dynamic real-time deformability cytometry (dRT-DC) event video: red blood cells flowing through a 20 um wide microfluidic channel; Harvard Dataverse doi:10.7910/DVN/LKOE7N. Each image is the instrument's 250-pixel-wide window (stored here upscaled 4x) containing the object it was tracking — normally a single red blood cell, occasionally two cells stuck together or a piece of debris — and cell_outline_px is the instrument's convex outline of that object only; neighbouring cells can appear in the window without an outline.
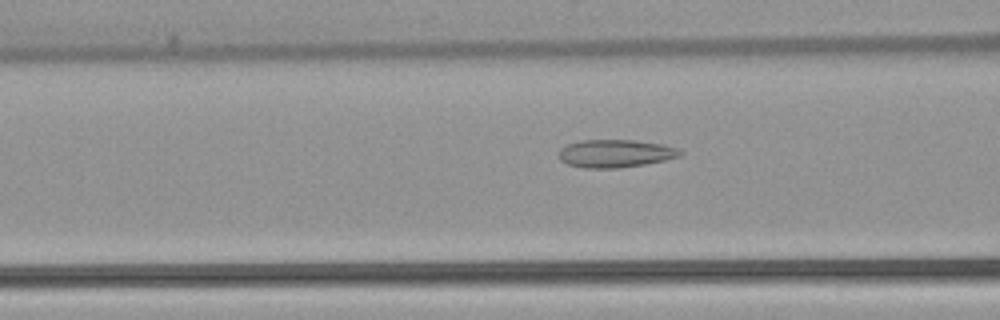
{"species": "common noctule bat (a hibernating species)", "species_latin": "Nyctalus noctula", "temperature_condition": "warm", "stored_images_in_passage": 48, "camera_frame_rate_fps": 3000, "um_per_image_px": 0.085, "animal": {"sex": "female", "body_mass_g": 22.7, "forearm_length_mm": 54.2}, "frame": {"image": 1, "passage_image": 21, "time_ms": 6.667, "image_size_px": [1000, 320], "cell_outline_px": [[684, 152], [680, 156], [664, 160], [644, 164], [620, 168], [584, 168], [568, 164], [560, 160], [560, 148], [568, 144], [580, 140], [636, 140], [664, 144], [676, 148]], "centroid_in_image_um": [52.32, 13.04], "position_along_channel_um": 114.3, "area_um2": 19.71}}
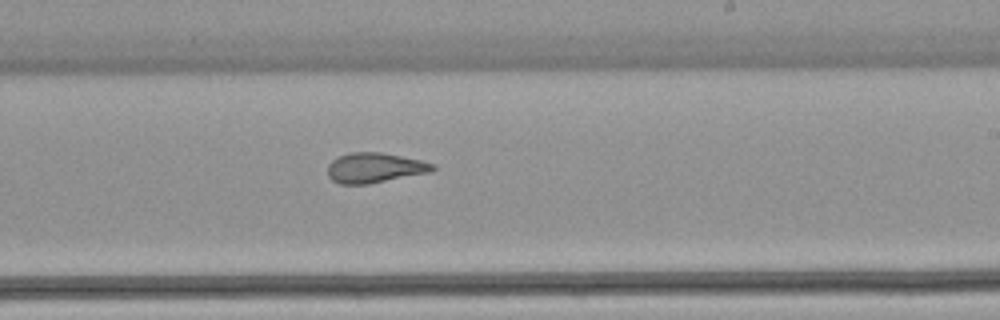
{"frame": {"image": 2, "passage_image": 32, "time_ms": 10.333, "image_size_px": [1000, 320], "cell_outline_px": [[436, 168], [432, 172], [368, 184], [340, 184], [332, 180], [328, 176], [328, 164], [332, 160], [340, 156], [352, 152], [380, 152], [420, 160], [436, 164]], "centroid_in_image_um": [31.87, 14.27], "position_along_channel_um": 257.1, "area_um2": 18.38}}
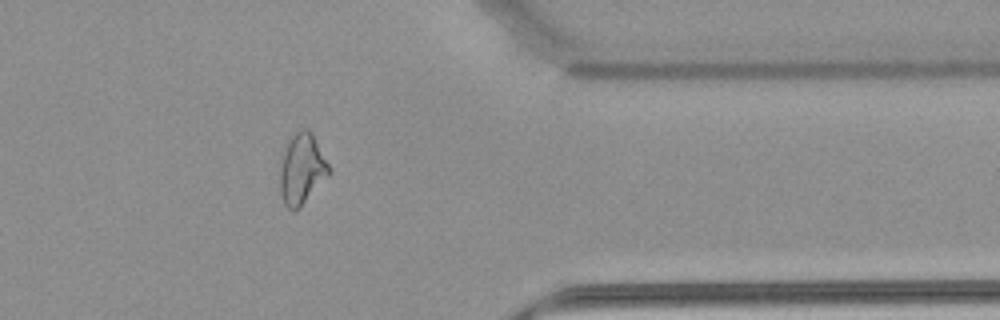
{"frame": {"image": 3, "passage_image": 43, "time_ms": 14.0, "image_size_px": [1000, 320], "cell_outline_px": [[332, 172], [300, 208], [292, 212], [284, 204], [280, 192], [280, 160], [288, 140], [300, 128], [308, 128], [312, 132], [332, 168]], "centroid_in_image_um": [25.68, 14.36], "position_along_channel_um": 385.7, "area_um2": 20.69}}